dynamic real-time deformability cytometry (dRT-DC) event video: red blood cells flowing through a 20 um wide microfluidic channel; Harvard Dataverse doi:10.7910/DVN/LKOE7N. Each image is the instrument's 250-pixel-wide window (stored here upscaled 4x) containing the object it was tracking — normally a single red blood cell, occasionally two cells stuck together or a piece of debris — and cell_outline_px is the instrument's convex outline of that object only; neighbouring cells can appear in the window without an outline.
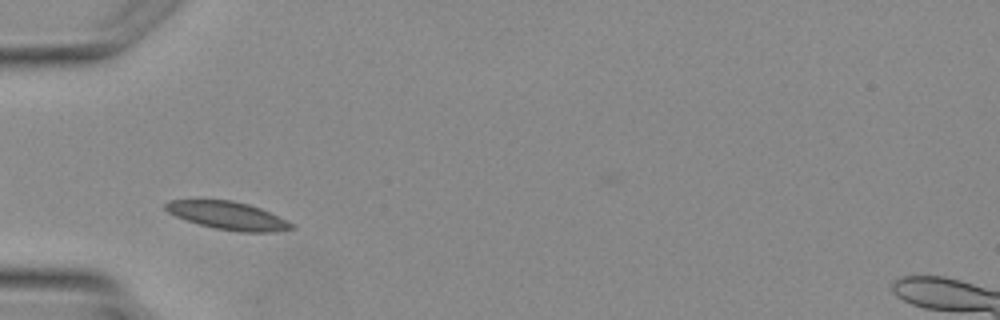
{"species": "Egyptian fruit bat (a non-hibernating species)", "species_latin": "Rousettus aegyptiacus", "temperature_condition": "warm", "stored_images_in_passage": 1, "camera_frame_rate_fps": 3000, "um_per_image_px": 0.085, "animal": {"sex": "female"}, "frame": {"image": 1, "passage_image": 1, "time_ms": 0.0, "image_size_px": [1000, 320], "cell_outline_px": [[296, 228], [276, 232], [240, 232], [216, 228], [200, 224], [176, 216], [168, 212], [164, 208], [164, 204], [168, 200], [232, 200], [248, 204], [260, 208], [288, 220]], "centroid_in_image_um": [19.4, 18.33], "position_along_channel_um": 65.6, "area_um2": 20.4}}